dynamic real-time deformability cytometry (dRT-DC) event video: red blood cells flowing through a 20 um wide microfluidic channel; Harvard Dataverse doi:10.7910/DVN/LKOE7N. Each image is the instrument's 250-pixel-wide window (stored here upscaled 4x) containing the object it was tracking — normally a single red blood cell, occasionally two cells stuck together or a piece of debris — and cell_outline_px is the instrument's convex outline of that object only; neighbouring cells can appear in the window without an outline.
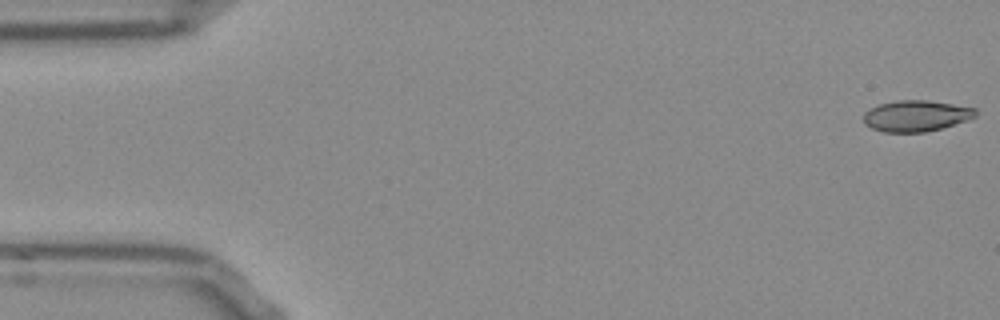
{"species": "Egyptian fruit bat (a non-hibernating species)", "species_latin": "Rousettus aegyptiacus", "temperature_condition": "room temperature", "stored_images_in_passage": 52, "camera_frame_rate_fps": 3000, "um_per_image_px": 0.085, "frame": {"image": 1, "passage_image": 1, "time_ms": 0.0, "image_size_px": [1000, 320], "cell_outline_px": [[976, 116], [968, 120], [940, 128], [924, 132], [884, 132], [872, 128], [864, 124], [864, 112], [880, 104], [896, 100], [928, 100], [976, 108]], "centroid_in_image_um": [77.86, 9.84], "position_along_channel_um": 7.1, "area_um2": 20.17}}
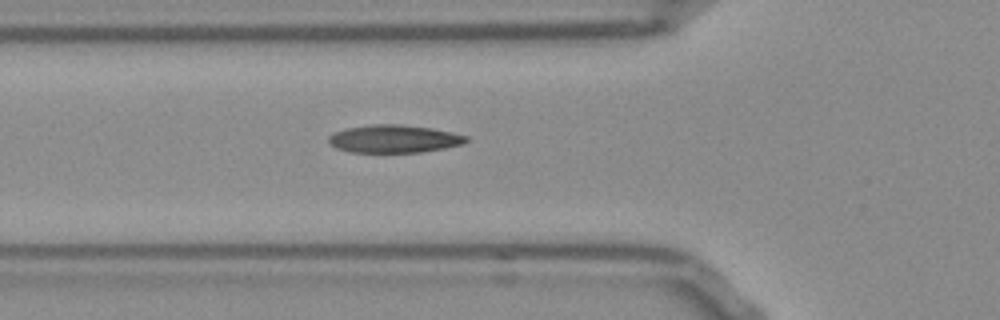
{"frame": {"image": 2, "passage_image": 18, "time_ms": 5.667, "image_size_px": [1000, 320], "cell_outline_px": [[468, 140], [464, 144], [444, 148], [420, 152], [352, 152], [336, 148], [328, 140], [328, 136], [336, 132], [348, 128], [372, 124], [400, 124], [432, 128], [452, 132], [468, 136]], "centroid_in_image_um": [33.53, 11.8], "position_along_channel_um": 92.3, "area_um2": 22.2}}
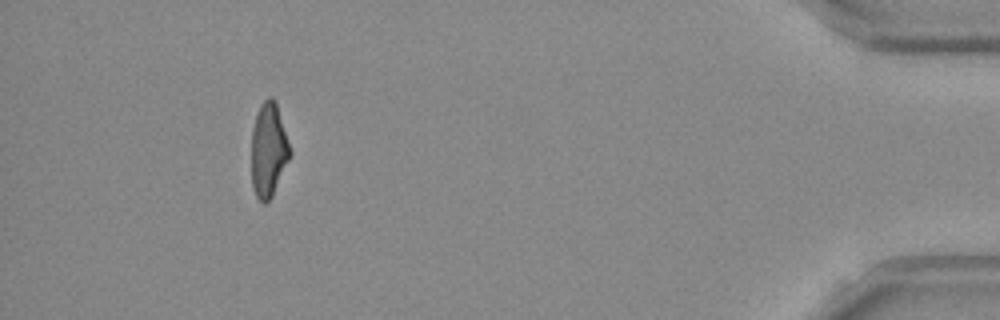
{"frame": {"image": 3, "passage_image": 48, "time_ms": 15.667, "image_size_px": [1000, 320], "cell_outline_px": [[292, 152], [272, 196], [264, 204], [256, 196], [252, 188], [252, 128], [260, 104], [268, 96], [272, 96], [276, 104]], "centroid_in_image_um": [22.82, 12.75], "position_along_channel_um": 412.4, "area_um2": 20.87}, "authors_computed_cell_mechanics": {"area_um2": 21.6172, "velocity_mm_per_s": 3.8685, "shape_relaxation_time_tau1_ms": 8.5887, "shape_relaxation_time_tau2_ms": 2.226, "deformation_change_tau1": 0.2298, "deformation_change_tau2": 0.093}}